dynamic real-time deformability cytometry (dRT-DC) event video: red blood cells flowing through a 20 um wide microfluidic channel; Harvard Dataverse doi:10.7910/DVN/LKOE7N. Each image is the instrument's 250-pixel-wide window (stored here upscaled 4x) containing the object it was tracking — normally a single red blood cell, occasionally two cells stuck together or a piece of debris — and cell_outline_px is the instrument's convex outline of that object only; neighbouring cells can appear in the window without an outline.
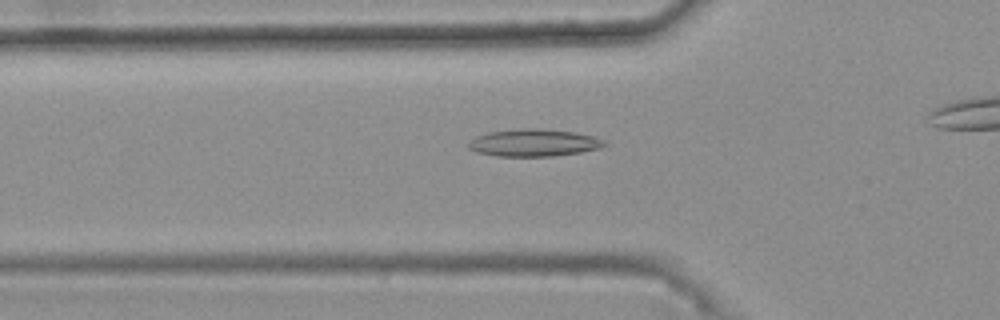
{"species": "common noctule bat (a hibernating species)", "species_latin": "Nyctalus noctula", "temperature_condition": "warm", "stored_images_in_passage": 39, "camera_frame_rate_fps": 3000, "um_per_image_px": 0.085, "animal": {"sex": "female", "body_mass_g": 25.1}, "frame": {"image": 1, "passage_image": 13, "time_ms": 4.0, "image_size_px": [1000, 320], "cell_outline_px": [[608, 144], [600, 148], [580, 152], [552, 156], [496, 156], [476, 152], [468, 148], [468, 144], [476, 136], [488, 132], [524, 128], [536, 128], [576, 132], [592, 136], [604, 140]], "centroid_in_image_um": [45.38, 12.13], "position_along_channel_um": 80.4, "area_um2": 21.56}}
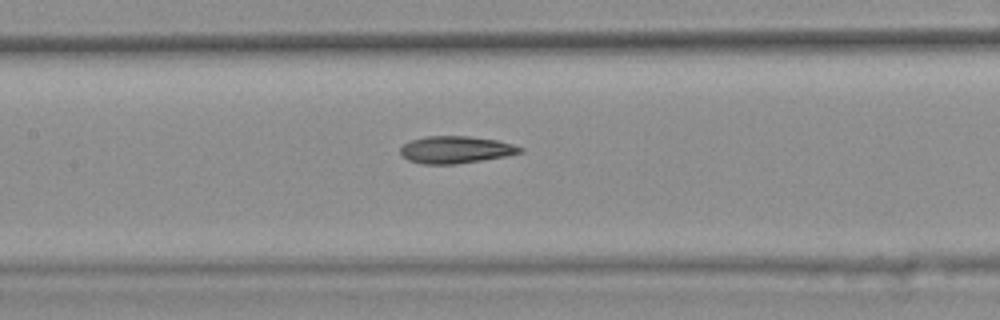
{"frame": {"image": 2, "passage_image": 20, "time_ms": 6.333, "image_size_px": [1000, 320], "cell_outline_px": [[524, 152], [504, 156], [456, 164], [420, 164], [408, 160], [400, 156], [400, 148], [404, 144], [412, 140], [424, 136], [468, 136], [496, 140], [512, 144], [524, 148]], "centroid_in_image_um": [38.7, 12.72], "position_along_channel_um": 168.7, "area_um2": 18.96}}
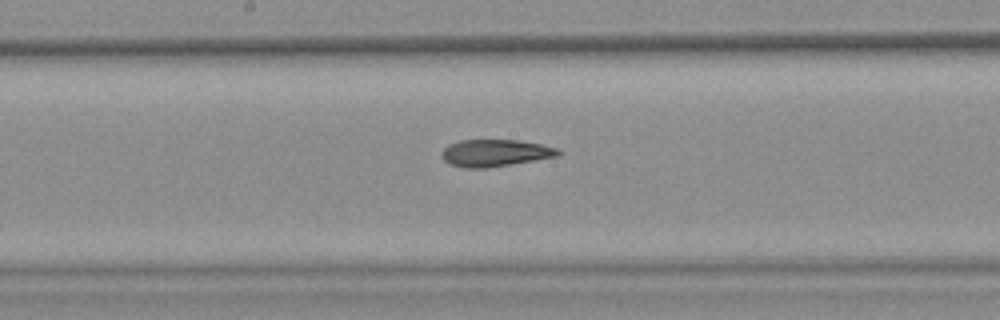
{"frame": {"image": 3, "passage_image": 23, "time_ms": 7.333, "image_size_px": [1000, 320], "cell_outline_px": [[560, 156], [488, 168], [464, 168], [448, 164], [440, 156], [440, 152], [448, 144], [460, 140], [516, 140], [540, 144], [556, 148], [560, 152]], "centroid_in_image_um": [42.03, 13.01], "position_along_channel_um": 206.2, "area_um2": 18.5}}